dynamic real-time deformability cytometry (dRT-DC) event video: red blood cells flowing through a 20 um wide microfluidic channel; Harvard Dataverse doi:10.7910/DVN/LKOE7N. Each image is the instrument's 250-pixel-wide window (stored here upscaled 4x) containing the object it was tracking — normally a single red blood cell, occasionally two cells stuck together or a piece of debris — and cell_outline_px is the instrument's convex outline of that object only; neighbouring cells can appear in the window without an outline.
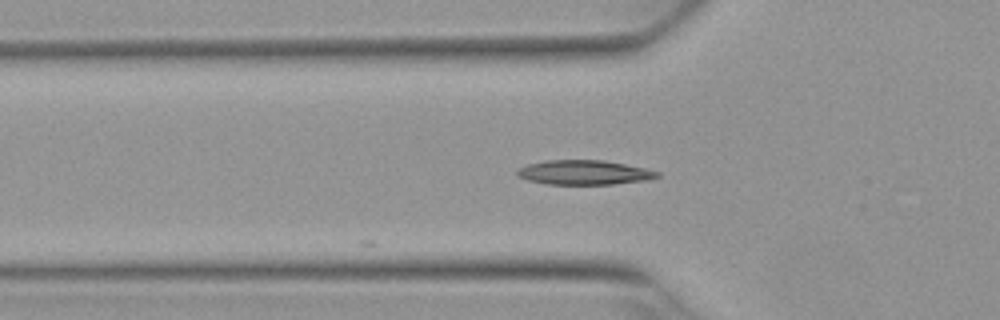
{"species": "Egyptian fruit bat (a non-hibernating species)", "species_latin": "Rousettus aegyptiacus", "temperature_condition": "warm", "stored_images_in_passage": 33, "camera_frame_rate_fps": 3000, "um_per_image_px": 0.085, "animal": {"sex": "female"}, "frame": {"image": 1, "passage_image": 2, "time_ms": 0.333, "image_size_px": [1000, 320], "cell_outline_px": [[660, 176], [648, 180], [612, 184], [544, 184], [528, 180], [516, 176], [516, 168], [528, 164], [544, 160], [604, 160], [644, 168], [660, 172]], "centroid_in_image_um": [49.6, 14.66], "position_along_channel_um": 76.2, "area_um2": 20.11}}
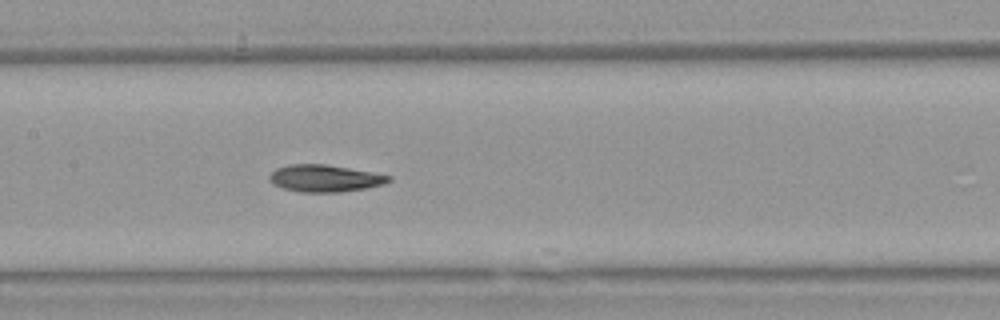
{"frame": {"image": 2, "passage_image": 10, "time_ms": 3.0, "image_size_px": [1000, 320], "cell_outline_px": [[392, 180], [384, 184], [364, 188], [340, 192], [300, 192], [284, 188], [272, 184], [268, 180], [268, 176], [276, 168], [288, 164], [324, 164], [348, 168], [392, 176]], "centroid_in_image_um": [27.57, 15.15], "position_along_channel_um": 179.8, "area_um2": 18.73}}
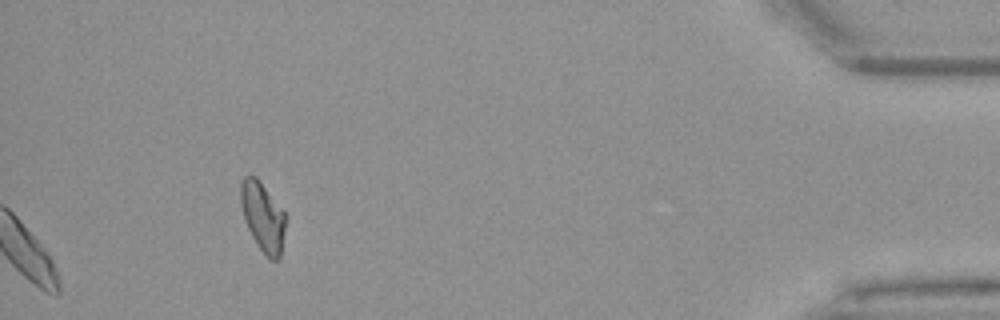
{"frame": {"image": 3, "passage_image": 33, "time_ms": 10.667, "image_size_px": [1000, 320], "cell_outline_px": [[284, 232], [280, 260], [268, 260], [256, 244], [244, 220], [240, 204], [240, 184], [244, 176], [256, 176], [284, 212]], "centroid_in_image_um": [22.31, 18.46], "position_along_channel_um": 412.9, "area_um2": 18.03}, "authors_computed_cell_mechanics": {"area_um2": 18.7272, "velocity_mm_per_s": 3.8636, "shape_relaxation_time_tau1_ms": null, "shape_relaxation_time_tau2_ms": 3.7829, "deformation_change_tau1": null, "deformation_change_tau2": 0.0933}}